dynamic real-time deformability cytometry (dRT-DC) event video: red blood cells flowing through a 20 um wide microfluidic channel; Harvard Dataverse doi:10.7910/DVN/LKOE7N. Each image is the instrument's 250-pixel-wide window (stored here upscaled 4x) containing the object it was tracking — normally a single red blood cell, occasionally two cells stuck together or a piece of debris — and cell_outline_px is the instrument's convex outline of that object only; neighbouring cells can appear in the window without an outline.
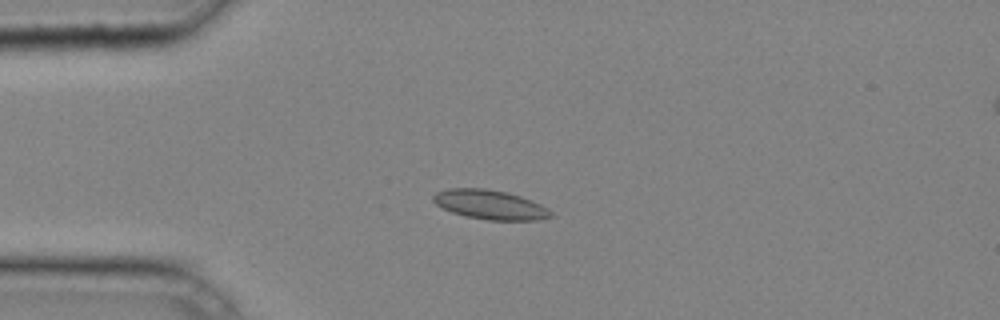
{"species": "common noctule bat (a hibernating species)", "species_latin": "Nyctalus noctula", "temperature_condition": "cold", "stored_images_in_passage": 41, "camera_frame_rate_fps": 3000, "um_per_image_px": 0.085, "animal": {"sex": "male", "body_mass_g": 20.4}, "frame": {"image": 1, "passage_image": 10, "time_ms": 3.0, "image_size_px": [1000, 320], "cell_outline_px": [[556, 216], [540, 220], [488, 220], [468, 216], [452, 212], [436, 204], [432, 200], [432, 196], [436, 192], [448, 188], [484, 188], [508, 192], [532, 200], [548, 208]], "centroid_in_image_um": [41.7, 17.39], "position_along_channel_um": 43.3, "area_um2": 20.23}}
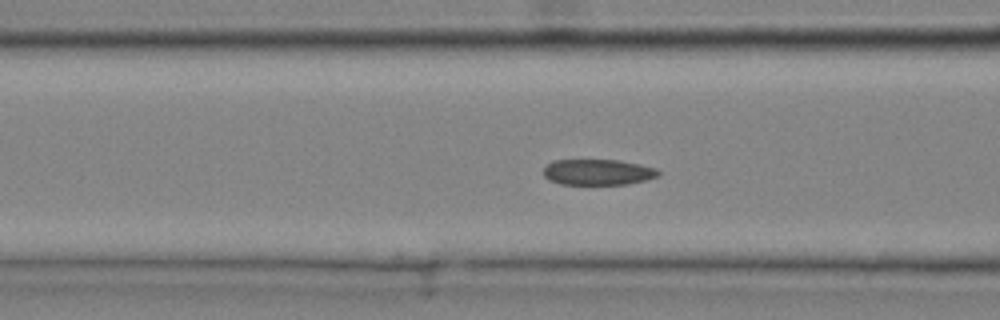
{"frame": {"image": 2, "passage_image": 16, "time_ms": 5.0, "image_size_px": [1000, 320], "cell_outline_px": [[660, 172], [656, 176], [644, 180], [628, 184], [560, 184], [548, 180], [544, 176], [544, 168], [552, 160], [616, 160], [640, 164], [656, 168]], "centroid_in_image_um": [50.78, 14.63], "position_along_channel_um": 115.8, "area_um2": 17.17}}
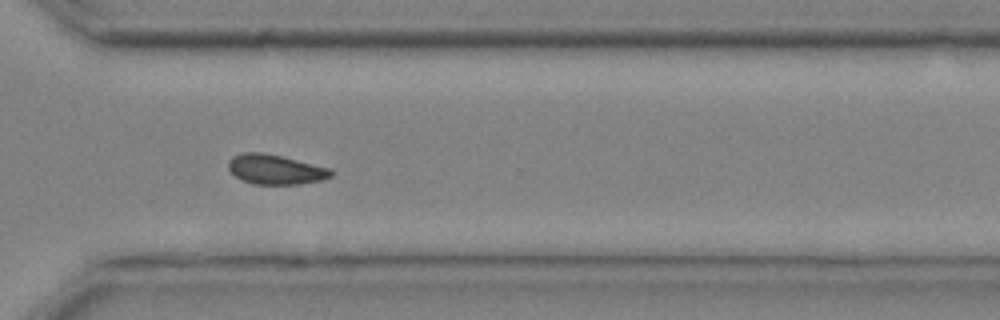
{"frame": {"image": 3, "passage_image": 31, "time_ms": 10.0, "image_size_px": [1000, 320], "cell_outline_px": [[336, 172], [332, 176], [324, 180], [300, 184], [252, 184], [240, 180], [228, 168], [228, 160], [232, 156], [244, 152], [260, 152], [280, 156], [328, 168]], "centroid_in_image_um": [23.4, 14.41], "position_along_channel_um": 347.2, "area_um2": 17.8}}